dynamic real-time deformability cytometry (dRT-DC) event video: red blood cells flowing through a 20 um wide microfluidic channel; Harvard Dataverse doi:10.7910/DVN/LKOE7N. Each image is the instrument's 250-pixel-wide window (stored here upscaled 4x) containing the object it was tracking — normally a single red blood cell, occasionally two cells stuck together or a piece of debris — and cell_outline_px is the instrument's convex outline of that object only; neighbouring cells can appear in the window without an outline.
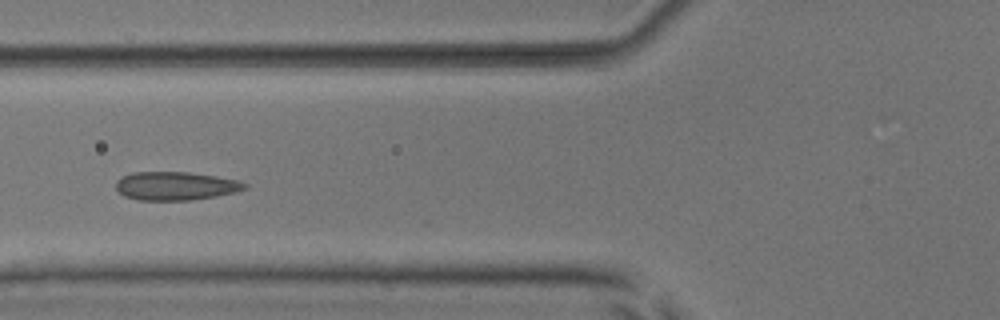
{"species": "common noctule bat (a hibernating species)", "species_latin": "Nyctalus noctula", "temperature_condition": "room temperature", "stored_images_in_passage": 6, "camera_frame_rate_fps": 3000, "um_per_image_px": 0.085, "animal": {"sex": "male", "body_mass_g": 17.9, "forearm_length_mm": 54.2}, "frame": {"image": 1, "passage_image": 6, "time_ms": 5.667, "image_size_px": [1000, 320], "cell_outline_px": [[248, 188], [236, 192], [216, 196], [188, 200], [136, 200], [124, 196], [116, 188], [116, 180], [120, 176], [132, 172], [188, 172], [236, 180], [248, 184]], "centroid_in_image_um": [14.88, 15.8], "position_along_channel_um": 110.9, "area_um2": 21.33}}